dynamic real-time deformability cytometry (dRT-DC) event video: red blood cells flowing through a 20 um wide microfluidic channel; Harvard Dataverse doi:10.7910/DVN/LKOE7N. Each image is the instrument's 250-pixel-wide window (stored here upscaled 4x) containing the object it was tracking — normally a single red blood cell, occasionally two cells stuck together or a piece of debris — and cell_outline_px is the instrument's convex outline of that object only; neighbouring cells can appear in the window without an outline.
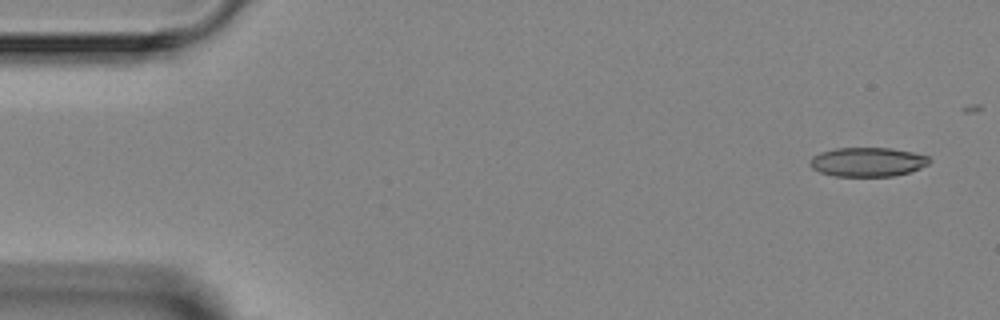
{"species": "Egyptian fruit bat (a non-hibernating species)", "species_latin": "Rousettus aegyptiacus", "temperature_condition": "room temperature", "stored_images_in_passage": 5, "segment_of_instrument_passage": [2, 2], "camera_frame_rate_fps": 3000, "um_per_image_px": 0.085, "animal": {"sex": "female"}, "frame": {"image": 1, "passage_image": 5, "time_ms": 6.0, "image_size_px": [1000, 320], "cell_outline_px": [[932, 160], [928, 164], [912, 172], [892, 176], [836, 176], [820, 172], [812, 168], [808, 164], [808, 160], [812, 156], [820, 152], [836, 148], [892, 148], [912, 152], [928, 156]], "centroid_in_image_um": [73.74, 13.76], "position_along_channel_um": 11.3, "area_um2": 20.46}}